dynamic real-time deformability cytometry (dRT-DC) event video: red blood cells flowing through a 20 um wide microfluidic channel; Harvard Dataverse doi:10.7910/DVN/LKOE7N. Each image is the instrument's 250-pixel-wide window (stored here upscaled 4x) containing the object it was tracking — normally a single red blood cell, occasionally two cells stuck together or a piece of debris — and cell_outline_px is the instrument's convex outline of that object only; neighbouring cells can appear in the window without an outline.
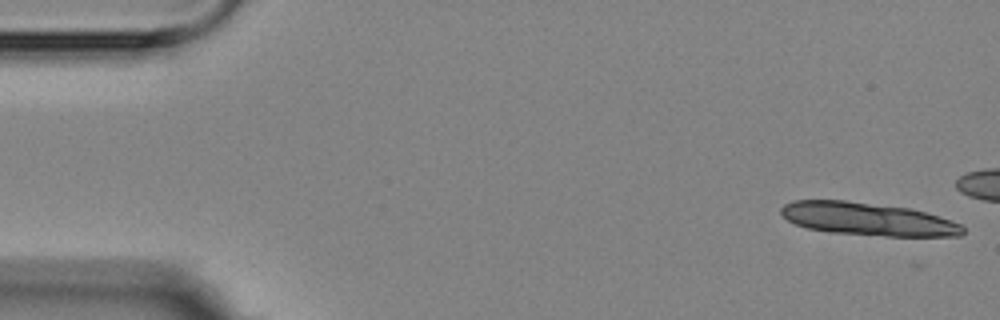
{"species": "Egyptian fruit bat (a non-hibernating species)", "species_latin": "Rousettus aegyptiacus", "temperature_condition": "room temperature", "stored_images_in_passage": 6, "camera_frame_rate_fps": 3000, "um_per_image_px": 0.085, "animal": {"sex": "female"}, "frame": {"image": 1, "passage_image": 1, "time_ms": 0.0, "image_size_px": [1000, 320], "cell_outline_px": [[964, 232], [960, 236], [884, 236], [828, 232], [808, 228], [796, 224], [788, 220], [780, 212], [780, 208], [784, 204], [792, 200], [844, 200], [908, 208], [924, 212], [960, 224], [964, 228]], "centroid_in_image_um": [73.71, 18.62], "position_along_channel_um": 11.3, "area_um2": 34.56}}